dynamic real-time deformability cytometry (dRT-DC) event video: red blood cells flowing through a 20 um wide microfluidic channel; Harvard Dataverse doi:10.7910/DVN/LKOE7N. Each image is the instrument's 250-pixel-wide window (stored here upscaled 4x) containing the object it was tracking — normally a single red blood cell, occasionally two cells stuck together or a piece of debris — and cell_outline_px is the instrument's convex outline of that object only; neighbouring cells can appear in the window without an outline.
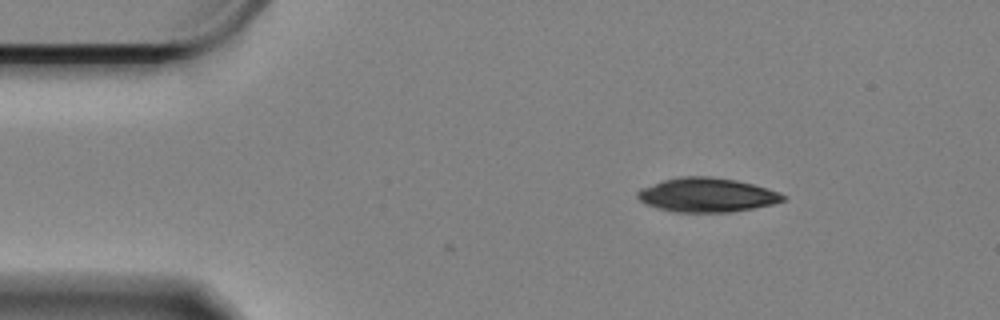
{"species": "Egyptian fruit bat (a non-hibernating species)", "species_latin": "Rousettus aegyptiacus", "temperature_condition": "cold", "stored_images_in_passage": 5, "camera_frame_rate_fps": 3000, "um_per_image_px": 0.085, "animal": {"sex": "female"}, "frame": {"image": 1, "passage_image": 1, "time_ms": 0.0, "image_size_px": [1000, 320], "cell_outline_px": [[784, 200], [772, 204], [752, 208], [728, 212], [676, 212], [660, 208], [648, 204], [640, 200], [636, 196], [636, 192], [644, 188], [664, 180], [680, 176], [708, 176], [736, 180], [752, 184], [776, 192], [784, 196]], "centroid_in_image_um": [60.06, 16.57], "position_along_channel_um": 24.9, "area_um2": 28.26}}